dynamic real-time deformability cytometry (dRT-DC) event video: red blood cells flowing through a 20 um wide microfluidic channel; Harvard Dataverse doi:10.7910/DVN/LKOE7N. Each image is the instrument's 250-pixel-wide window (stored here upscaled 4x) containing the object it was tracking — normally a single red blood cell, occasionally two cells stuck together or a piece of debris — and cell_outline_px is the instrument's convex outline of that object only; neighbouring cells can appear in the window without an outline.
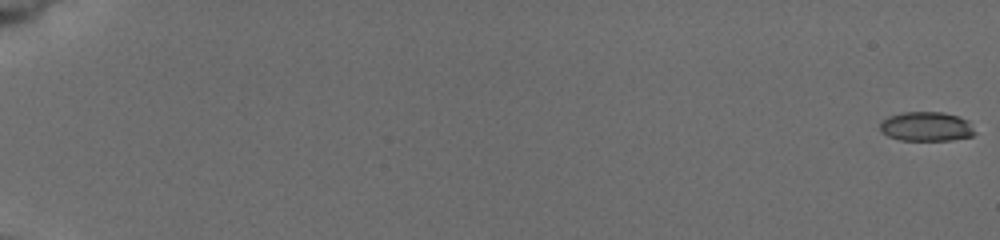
{"species": "common noctule bat (a hibernating species)", "species_latin": "Nyctalus noctula", "temperature_condition": "cold", "stored_images_in_passage": 9, "camera_frame_rate_fps": 3000, "um_per_image_px": 0.085, "animal": {"sex": "female", "body_mass_g": 19.5, "forearm_length_mm": 54.1}, "frame": {"image": 1, "passage_image": 1, "time_ms": 0.0, "image_size_px": [1000, 240], "cell_outline_px": [[976, 132], [972, 136], [952, 140], [900, 140], [888, 136], [880, 132], [880, 124], [888, 116], [904, 112], [944, 112], [968, 120]], "centroid_in_image_um": [78.74, 10.76], "position_along_channel_um": 6.3, "area_um2": 16.24}}
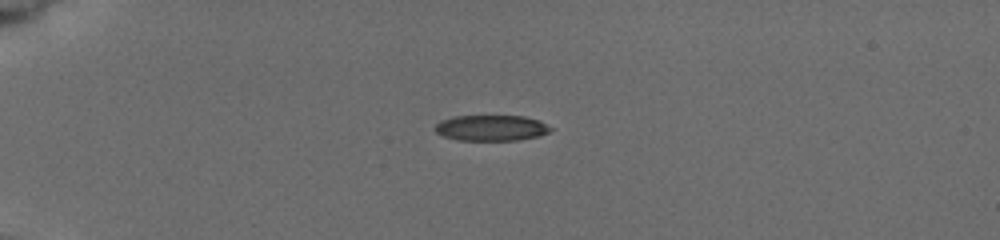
{"frame": {"image": 2, "passage_image": 6, "time_ms": 5.333, "image_size_px": [1000, 240], "cell_outline_px": [[552, 128], [548, 132], [540, 136], [516, 140], [456, 140], [444, 136], [436, 132], [432, 128], [440, 120], [452, 116], [524, 116], [540, 120]], "centroid_in_image_um": [41.72, 10.87], "position_along_channel_um": 43.3, "area_um2": 17.46}}
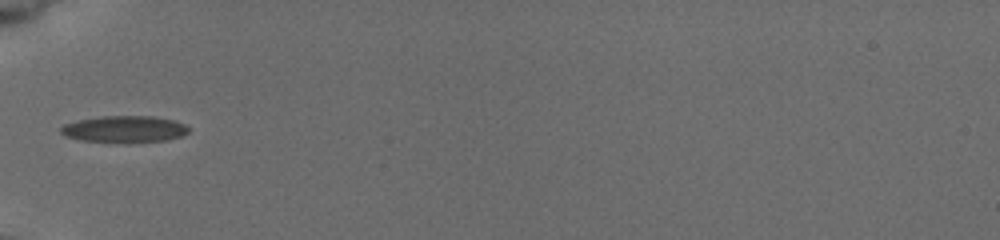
{"frame": {"image": 3, "passage_image": 8, "time_ms": 7.333, "image_size_px": [1000, 240], "cell_outline_px": [[188, 132], [180, 136], [164, 140], [84, 140], [68, 136], [60, 132], [60, 128], [64, 124], [80, 120], [100, 116], [152, 116], [176, 120], [184, 124], [188, 128]], "centroid_in_image_um": [10.6, 10.92], "position_along_channel_um": 74.4, "area_um2": 18.79}}